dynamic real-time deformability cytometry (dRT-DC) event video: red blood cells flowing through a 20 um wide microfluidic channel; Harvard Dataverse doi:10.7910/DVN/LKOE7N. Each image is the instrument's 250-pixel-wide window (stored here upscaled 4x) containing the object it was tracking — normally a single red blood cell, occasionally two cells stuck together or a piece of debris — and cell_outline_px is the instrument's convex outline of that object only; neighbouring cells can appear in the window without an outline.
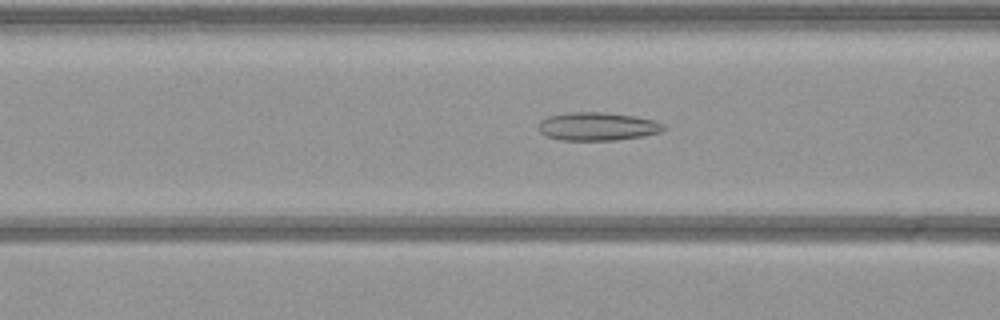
{"species": "common noctule bat (a hibernating species)", "species_latin": "Nyctalus noctula", "temperature_condition": "warm", "stored_images_in_passage": 53, "camera_frame_rate_fps": 3000, "um_per_image_px": 0.085, "animal": {"sex": "female", "body_mass_g": 21.9}, "frame": {"image": 1, "passage_image": 20, "time_ms": 6.333, "image_size_px": [1000, 320], "cell_outline_px": [[664, 128], [660, 132], [644, 136], [616, 140], [560, 140], [548, 136], [540, 132], [536, 128], [536, 124], [540, 120], [548, 116], [568, 112], [604, 112], [636, 116], [652, 120], [664, 124]], "centroid_in_image_um": [50.73, 10.74], "position_along_channel_um": 115.9, "area_um2": 20.75}}
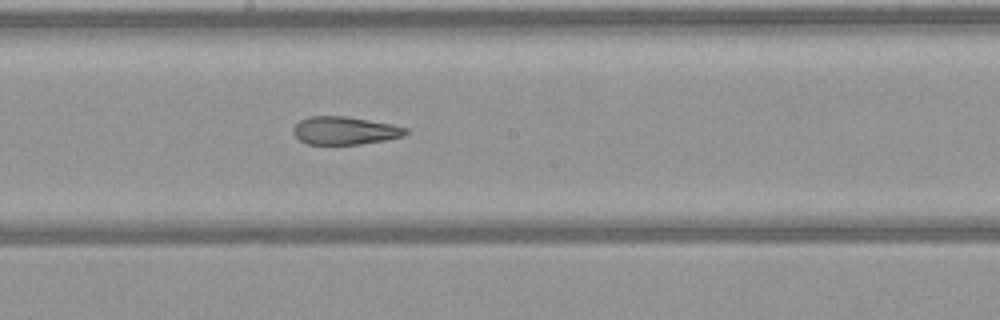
{"frame": {"image": 2, "passage_image": 28, "time_ms": 9.0, "image_size_px": [1000, 320], "cell_outline_px": [[408, 132], [404, 136], [384, 140], [360, 144], [308, 144], [300, 140], [292, 132], [292, 128], [300, 120], [308, 116], [344, 116], [392, 124], [408, 128]], "centroid_in_image_um": [29.3, 11.09], "position_along_channel_um": 218.9, "area_um2": 18.26}}
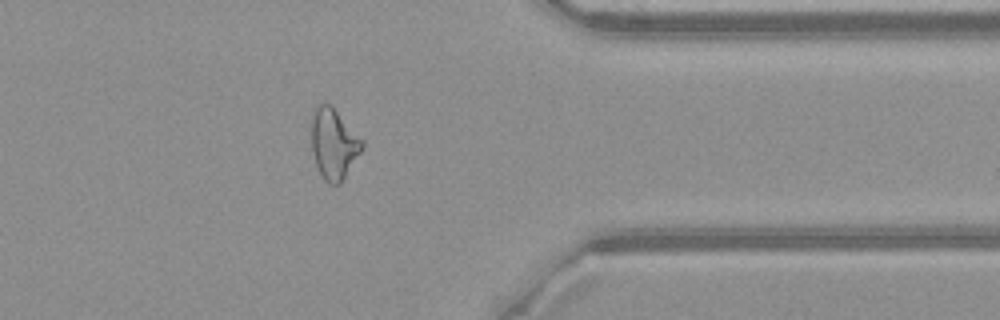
{"frame": {"image": 3, "passage_image": 42, "time_ms": 13.667, "image_size_px": [1000, 320], "cell_outline_px": [[364, 148], [340, 184], [328, 184], [324, 180], [316, 164], [312, 152], [312, 108], [320, 100], [324, 100], [332, 104], [364, 140]], "centroid_in_image_um": [28.37, 12.14], "position_along_channel_um": 383.0, "area_um2": 21.5}}